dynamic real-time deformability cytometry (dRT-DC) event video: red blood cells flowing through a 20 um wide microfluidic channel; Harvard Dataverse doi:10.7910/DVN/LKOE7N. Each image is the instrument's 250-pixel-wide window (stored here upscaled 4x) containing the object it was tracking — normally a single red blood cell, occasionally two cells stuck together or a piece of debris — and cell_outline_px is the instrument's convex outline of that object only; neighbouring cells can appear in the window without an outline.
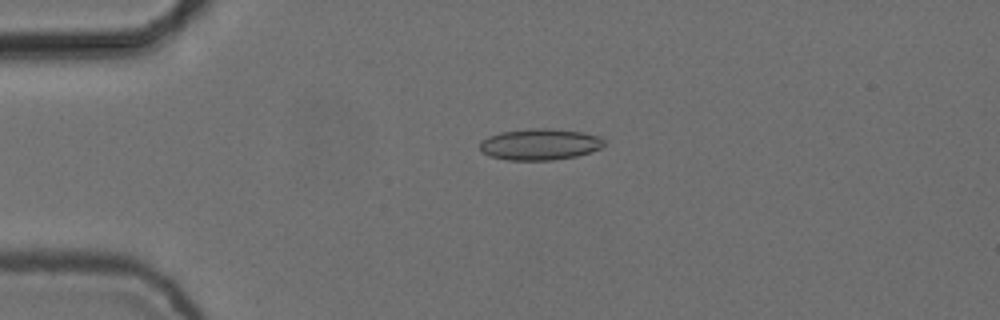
{"species": "common noctule bat (a hibernating species)", "species_latin": "Nyctalus noctula", "temperature_condition": "cold", "stored_images_in_passage": 4, "camera_frame_rate_fps": 3000, "um_per_image_px": 0.085, "animal": {"sex": "female", "body_mass_g": 24.6, "forearm_length_mm": 56.2}, "frame": {"image": 1, "passage_image": 3, "time_ms": 0.667, "image_size_px": [1000, 320], "cell_outline_px": [[604, 144], [600, 148], [592, 152], [576, 156], [552, 160], [508, 160], [488, 156], [480, 152], [480, 140], [488, 136], [500, 132], [528, 128], [552, 128], [584, 132], [600, 136], [604, 140]], "centroid_in_image_um": [45.87, 12.26], "position_along_channel_um": 39.1, "area_um2": 23.06}}